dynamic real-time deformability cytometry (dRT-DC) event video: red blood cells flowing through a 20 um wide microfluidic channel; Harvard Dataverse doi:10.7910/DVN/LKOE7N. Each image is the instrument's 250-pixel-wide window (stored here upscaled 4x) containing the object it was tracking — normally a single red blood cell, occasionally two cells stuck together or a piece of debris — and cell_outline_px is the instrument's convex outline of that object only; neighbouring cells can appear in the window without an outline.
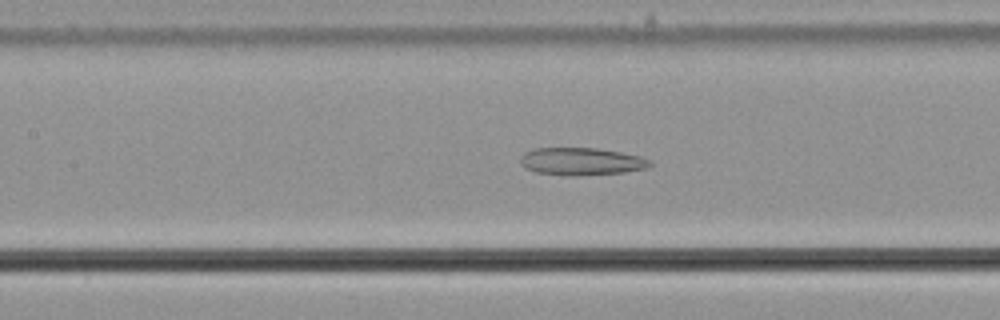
{"species": "common noctule bat (a hibernating species)", "species_latin": "Nyctalus noctula", "temperature_condition": "cold", "stored_images_in_passage": 54, "camera_frame_rate_fps": 3000, "um_per_image_px": 0.085, "animal": {"sex": "male", "body_mass_g": 21.5, "forearm_length_mm": 52.0}, "frame": {"image": 1, "passage_image": 24, "time_ms": 7.667, "image_size_px": [1000, 320], "cell_outline_px": [[652, 164], [648, 168], [624, 172], [576, 176], [568, 176], [536, 172], [524, 168], [520, 164], [520, 156], [524, 152], [536, 148], [596, 148], [620, 152], [640, 156], [652, 160]], "centroid_in_image_um": [49.4, 13.72], "position_along_channel_um": 158.0, "area_um2": 20.98}}
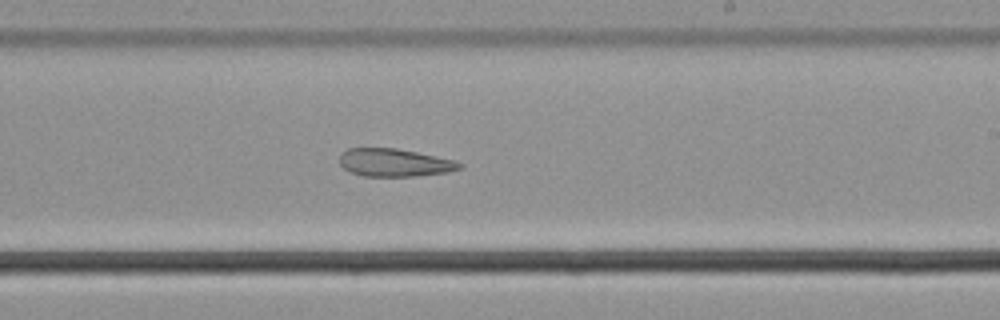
{"frame": {"image": 2, "passage_image": 32, "time_ms": 10.333, "image_size_px": [1000, 320], "cell_outline_px": [[464, 164], [460, 168], [448, 172], [416, 176], [364, 176], [348, 172], [340, 164], [340, 152], [348, 148], [396, 148], [436, 156], [452, 160]], "centroid_in_image_um": [33.48, 13.82], "position_along_channel_um": 255.5, "area_um2": 19.48}}
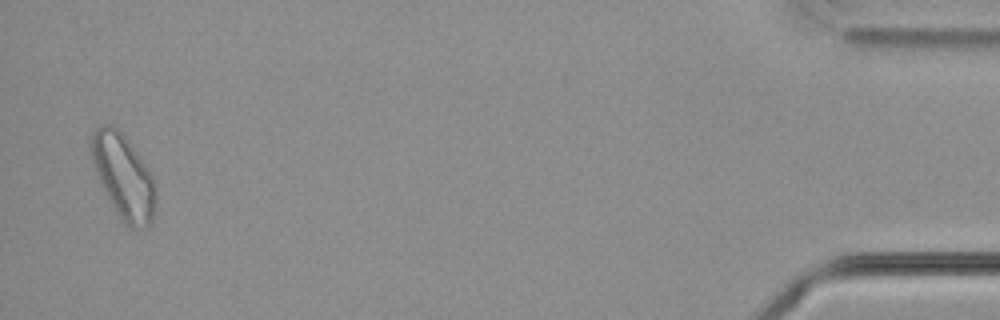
{"frame": {"image": 3, "passage_image": 53, "time_ms": 17.333, "image_size_px": [1000, 320], "cell_outline_px": [[156, 208], [152, 220], [148, 228], [128, 228], [124, 224], [116, 212], [96, 172], [92, 160], [88, 144], [92, 132], [100, 124], [112, 124], [132, 144], [156, 180]], "centroid_in_image_um": [10.52, 15.0], "position_along_channel_um": 424.7, "area_um2": 32.08}}